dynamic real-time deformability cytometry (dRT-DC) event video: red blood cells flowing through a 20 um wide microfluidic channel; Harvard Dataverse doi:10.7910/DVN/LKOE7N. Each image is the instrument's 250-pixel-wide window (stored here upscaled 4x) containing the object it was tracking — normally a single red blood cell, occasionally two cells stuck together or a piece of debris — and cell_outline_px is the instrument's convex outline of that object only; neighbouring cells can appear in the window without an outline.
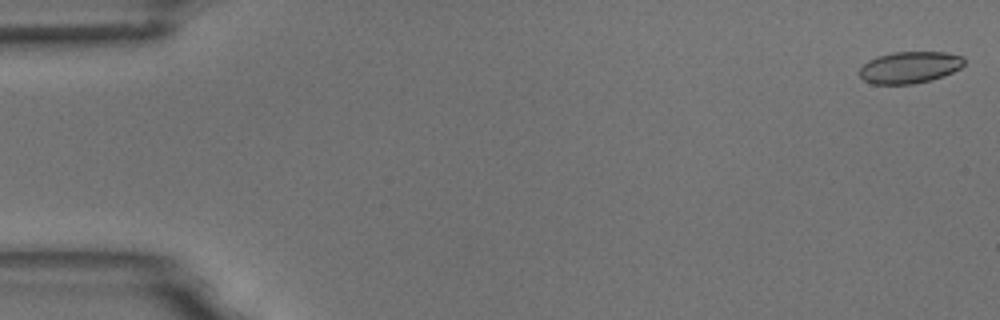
{"species": "common noctule bat (a hibernating species)", "species_latin": "Nyctalus noctula", "temperature_condition": "room temperature", "stored_images_in_passage": 16, "camera_frame_rate_fps": 3000, "um_per_image_px": 0.085, "animal": {"sex": "male", "body_mass_g": 18.8}, "frame": {"image": 1, "passage_image": 1, "time_ms": 0.0, "image_size_px": [1000, 320], "cell_outline_px": [[964, 64], [960, 68], [944, 76], [932, 80], [912, 84], [872, 84], [864, 80], [860, 76], [860, 68], [868, 60], [876, 56], [892, 52], [944, 52], [964, 56]], "centroid_in_image_um": [77.32, 5.72], "position_along_channel_um": 7.7, "area_um2": 19.48}}
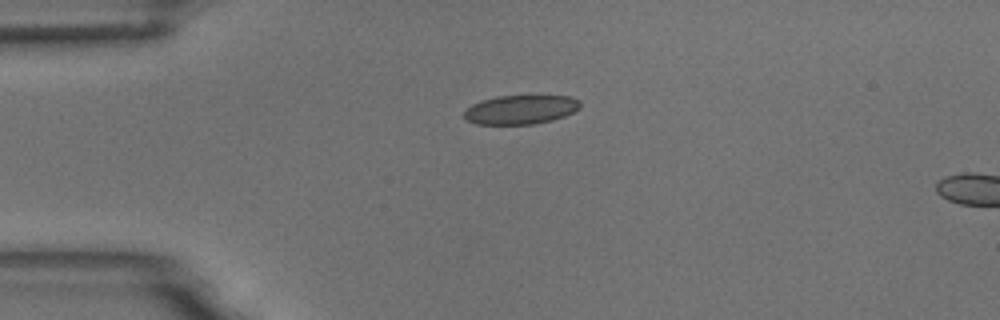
{"frame": {"image": 2, "passage_image": 13, "time_ms": 4.0, "image_size_px": [1000, 320], "cell_outline_px": [[580, 108], [564, 116], [552, 120], [536, 124], [476, 124], [468, 120], [464, 116], [464, 112], [472, 104], [480, 100], [496, 96], [572, 96], [580, 100]], "centroid_in_image_um": [44.27, 9.31], "position_along_channel_um": 40.7, "area_um2": 19.65}}